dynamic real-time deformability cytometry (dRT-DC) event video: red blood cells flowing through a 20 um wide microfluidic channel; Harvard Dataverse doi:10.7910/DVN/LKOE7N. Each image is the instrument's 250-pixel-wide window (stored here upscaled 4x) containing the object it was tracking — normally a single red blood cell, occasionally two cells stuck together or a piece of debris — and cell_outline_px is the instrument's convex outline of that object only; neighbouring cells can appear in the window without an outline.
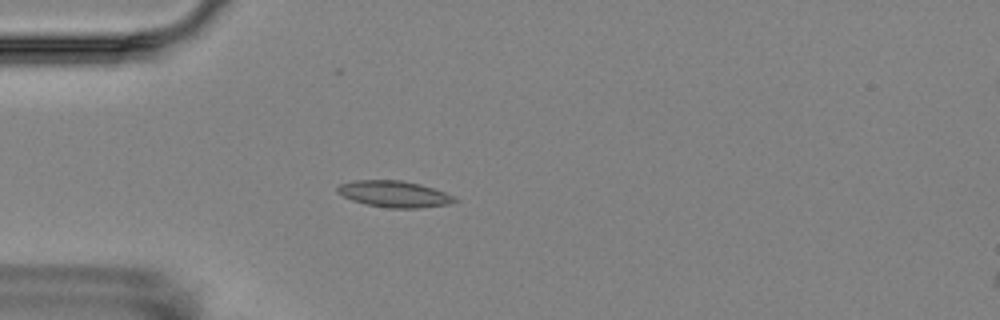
{"species": "Egyptian fruit bat (a non-hibernating species)", "species_latin": "Rousettus aegyptiacus", "temperature_condition": "room temperature", "stored_images_in_passage": 5, "camera_frame_rate_fps": 3000, "um_per_image_px": 0.085, "animal": {"sex": "female"}, "frame": {"image": 1, "passage_image": 4, "time_ms": 3.333, "image_size_px": [1000, 320], "cell_outline_px": [[460, 200], [448, 204], [420, 208], [388, 208], [364, 204], [352, 200], [336, 192], [336, 188], [340, 184], [352, 180], [400, 180], [420, 184], [444, 192]], "centroid_in_image_um": [33.48, 16.49], "position_along_channel_um": 51.5, "area_um2": 18.03}}